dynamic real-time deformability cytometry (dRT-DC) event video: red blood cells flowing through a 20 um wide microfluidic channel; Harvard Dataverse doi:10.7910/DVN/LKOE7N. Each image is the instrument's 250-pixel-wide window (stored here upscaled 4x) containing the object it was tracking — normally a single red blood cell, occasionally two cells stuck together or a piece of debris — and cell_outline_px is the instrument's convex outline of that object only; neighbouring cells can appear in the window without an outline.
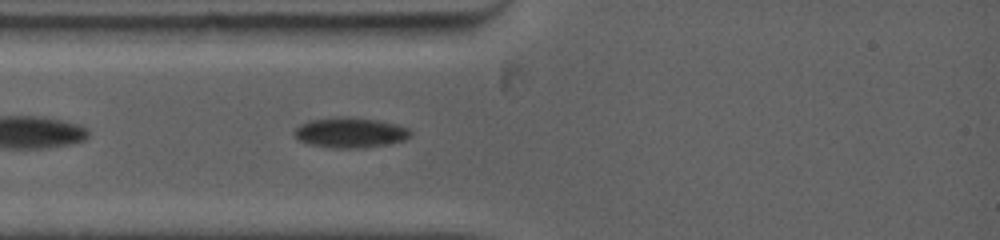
{"species": "common noctule bat (a hibernating species)", "species_latin": "Nyctalus noctula", "temperature_condition": "warm", "stored_images_in_passage": 52, "camera_frame_rate_fps": 5000, "um_per_image_px": 0.085, "animal": {"sex": "female", "body_mass_g": 19.0, "forearm_length_mm": 53.3}, "frame": {"image": 1, "passage_image": 7, "time_ms": 1.6, "image_size_px": [1000, 240], "cell_outline_px": [[412, 132], [404, 140], [364, 148], [332, 148], [308, 144], [300, 140], [292, 132], [300, 124], [308, 120], [340, 116], [348, 116], [380, 120], [396, 124], [408, 128]], "centroid_in_image_um": [29.73, 11.25], "position_along_channel_um": 55.3, "area_um2": 20.58}}
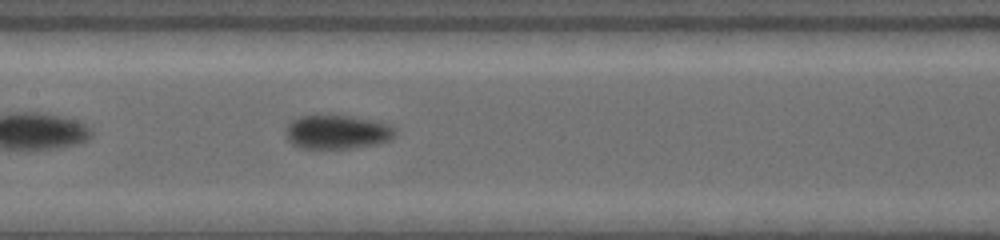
{"frame": {"image": 2, "passage_image": 20, "time_ms": 4.8, "image_size_px": [1000, 240], "cell_outline_px": [[400, 128], [396, 136], [380, 144], [348, 148], [300, 148], [292, 144], [288, 140], [284, 132], [284, 128], [288, 120], [300, 116], [352, 116], [380, 120]], "centroid_in_image_um": [28.71, 11.21], "position_along_channel_um": 178.7, "area_um2": 22.37}}
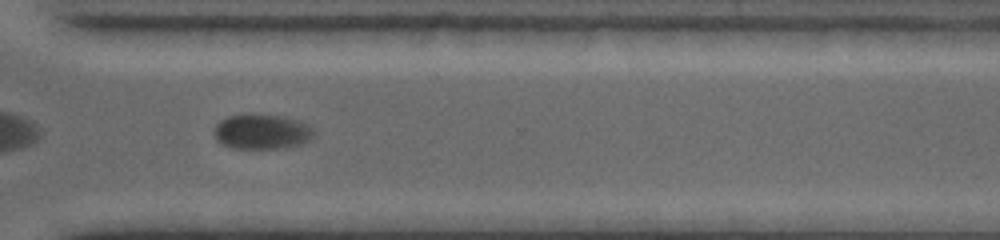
{"frame": {"image": 3, "passage_image": 37, "time_ms": 9.2, "image_size_px": [1000, 240], "cell_outline_px": [[312, 140], [304, 144], [284, 148], [232, 148], [216, 140], [216, 124], [220, 120], [228, 116], [284, 116], [300, 120], [308, 124], [312, 128]], "centroid_in_image_um": [22.33, 11.22], "position_along_channel_um": 348.3, "area_um2": 19.94}, "authors_computed_cell_mechanics": {"area_um2": 20.6924, "velocity_mm_per_s": 3.8494, "shape_relaxation_time_tau1_ms": 8.3935, "shape_relaxation_time_tau2_ms": null, "deformation_change_tau1": 0.1256, "deformation_change_tau2": null}}